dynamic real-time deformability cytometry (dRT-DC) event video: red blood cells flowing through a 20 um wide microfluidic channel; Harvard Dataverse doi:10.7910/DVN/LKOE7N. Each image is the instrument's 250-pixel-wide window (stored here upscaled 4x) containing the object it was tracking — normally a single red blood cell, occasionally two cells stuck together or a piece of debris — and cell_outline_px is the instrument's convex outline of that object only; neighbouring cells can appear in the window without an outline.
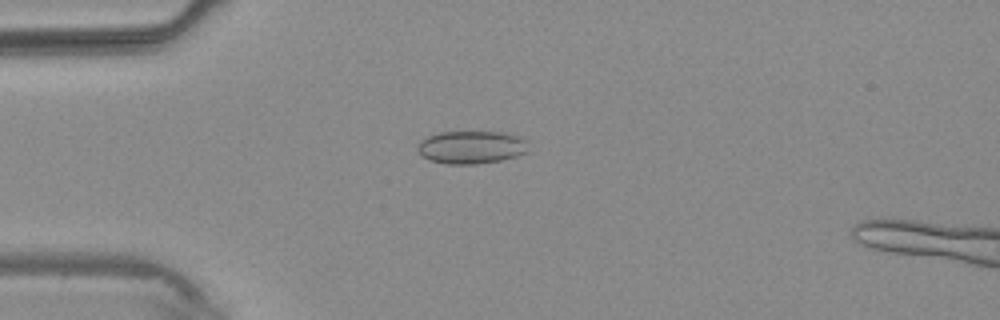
{"species": "common noctule bat (a hibernating species)", "species_latin": "Nyctalus noctula", "temperature_condition": "warm", "stored_images_in_passage": 4, "camera_frame_rate_fps": 3000, "um_per_image_px": 0.085, "animal": {"sex": "male", "body_mass_g": 20.4}, "frame": {"image": 1, "passage_image": 3, "time_ms": 2.333, "image_size_px": [1000, 320], "cell_outline_px": [[528, 140], [524, 152], [516, 156], [500, 160], [476, 164], [448, 164], [428, 160], [416, 148], [420, 140], [428, 136], [440, 132], [504, 132], [520, 136]], "centroid_in_image_um": [40.04, 12.5], "position_along_channel_um": 45.0, "area_um2": 21.15}}